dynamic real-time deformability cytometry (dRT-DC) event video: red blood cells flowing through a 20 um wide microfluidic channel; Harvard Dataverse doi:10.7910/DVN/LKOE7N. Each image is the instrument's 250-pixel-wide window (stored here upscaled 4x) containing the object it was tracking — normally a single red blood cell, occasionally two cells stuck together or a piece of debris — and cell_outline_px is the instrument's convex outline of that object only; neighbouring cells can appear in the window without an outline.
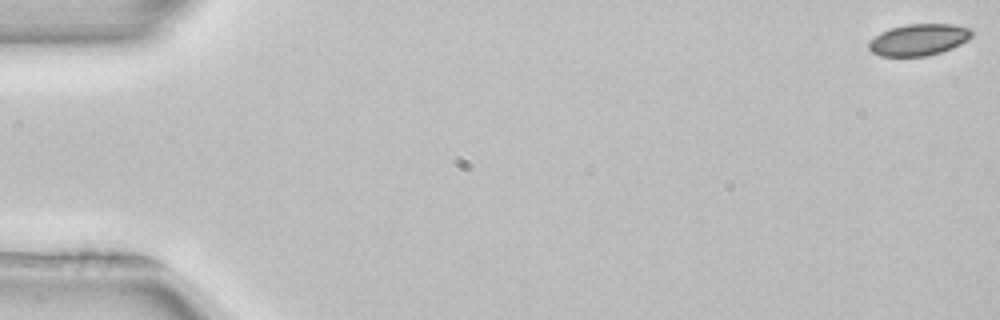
{"species": "common noctule bat (a hibernating species)", "species_latin": "Nyctalus noctula", "temperature_condition": "room temperature", "stored_images_in_passage": 53, "camera_frame_rate_fps": 3000, "um_per_image_px": 0.085, "animal": {"sex": "female", "body_mass_g": 22.7, "forearm_length_mm": 54.2}, "frame": {"image": 1, "passage_image": 1, "time_ms": 0.0, "image_size_px": [1000, 320], "cell_outline_px": [[972, 36], [968, 40], [952, 48], [940, 52], [924, 56], [880, 56], [872, 52], [868, 48], [868, 44], [880, 32], [892, 28], [908, 24], [952, 24], [972, 28]], "centroid_in_image_um": [78.11, 3.37], "position_along_channel_um": 6.9, "area_um2": 18.84}}
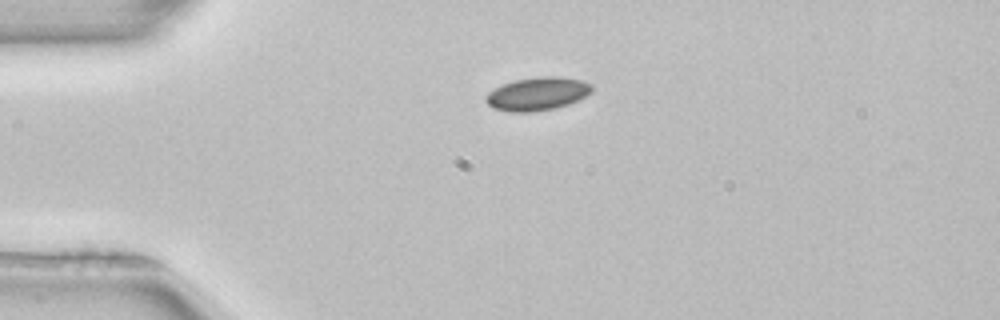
{"frame": {"image": 2, "passage_image": 13, "time_ms": 4.0, "image_size_px": [1000, 320], "cell_outline_px": [[592, 92], [568, 104], [556, 108], [532, 112], [512, 112], [492, 108], [484, 100], [484, 96], [488, 92], [500, 84], [516, 80], [540, 76], [556, 76], [580, 80], [592, 84]], "centroid_in_image_um": [45.63, 7.97], "position_along_channel_um": 39.4, "area_um2": 20.58}}
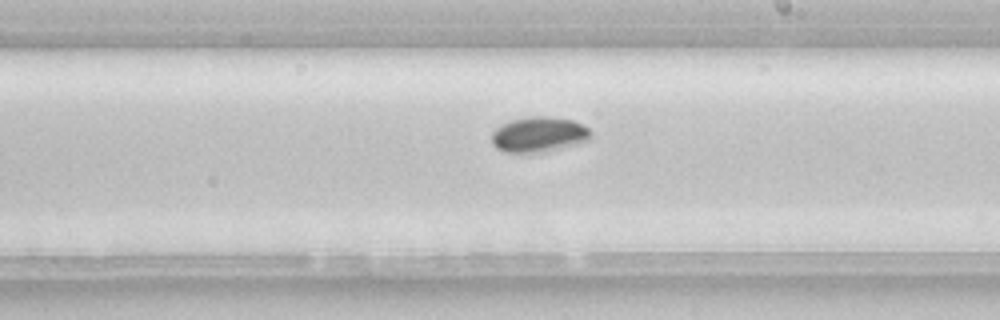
{"frame": {"image": 3, "passage_image": 31, "time_ms": 10.0, "image_size_px": [1000, 320], "cell_outline_px": [[592, 136], [588, 140], [576, 144], [544, 152], [504, 152], [496, 148], [492, 144], [492, 132], [496, 128], [512, 120], [528, 116], [548, 116], [572, 120], [584, 124], [592, 132]], "centroid_in_image_um": [45.82, 11.42], "position_along_channel_um": 243.2, "area_um2": 20.4}}